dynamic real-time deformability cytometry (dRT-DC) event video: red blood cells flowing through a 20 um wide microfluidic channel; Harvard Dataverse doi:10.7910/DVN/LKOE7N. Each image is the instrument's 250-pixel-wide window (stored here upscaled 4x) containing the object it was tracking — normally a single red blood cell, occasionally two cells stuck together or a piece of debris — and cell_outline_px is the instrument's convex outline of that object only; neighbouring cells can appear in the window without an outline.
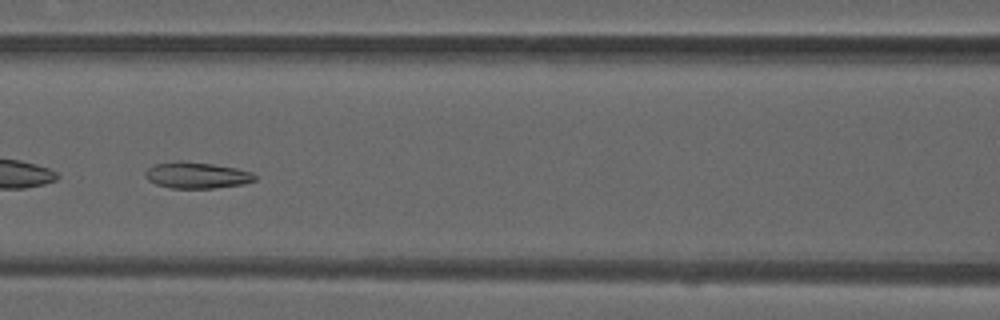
{"species": "common noctule bat (a hibernating species)", "species_latin": "Nyctalus noctula", "temperature_condition": "warm", "stored_images_in_passage": 51, "camera_frame_rate_fps": 3000, "um_per_image_px": 0.085, "animal": {"sex": "male", "forearm_length_mm": 52.5}, "frame": {"image": 1, "passage_image": 23, "time_ms": 7.333, "image_size_px": [1000, 320], "cell_outline_px": [[256, 180], [244, 184], [212, 188], [172, 188], [156, 184], [148, 180], [144, 176], [144, 172], [152, 164], [176, 160], [180, 160], [212, 164], [236, 168], [252, 172], [256, 176]], "centroid_in_image_um": [16.69, 14.88], "position_along_channel_um": 149.9, "area_um2": 16.94}}
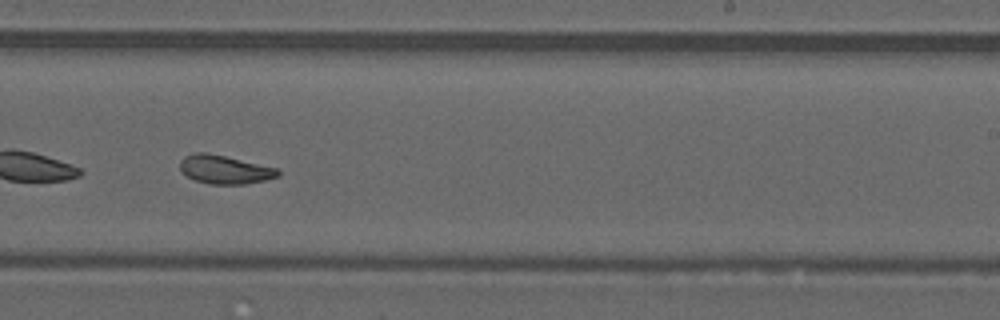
{"frame": {"image": 2, "passage_image": 32, "time_ms": 10.333, "image_size_px": [1000, 320], "cell_outline_px": [[280, 176], [264, 180], [244, 184], [212, 184], [196, 180], [188, 176], [180, 168], [180, 160], [184, 156], [192, 152], [208, 152], [280, 168]], "centroid_in_image_um": [19.13, 14.39], "position_along_channel_um": 269.9, "area_um2": 16.42}}
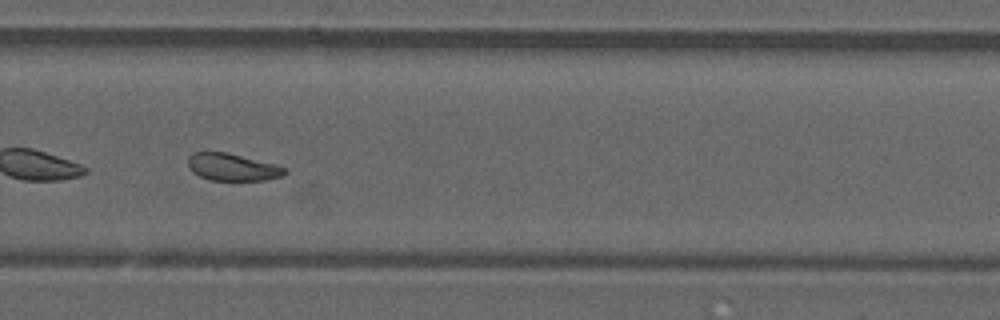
{"frame": {"image": 3, "passage_image": 35, "time_ms": 11.333, "image_size_px": [1000, 320], "cell_outline_px": [[288, 172], [280, 176], [264, 180], [212, 180], [200, 176], [192, 172], [188, 168], [188, 156], [192, 152], [228, 152], [276, 164], [288, 168]], "centroid_in_image_um": [19.75, 14.19], "position_along_channel_um": 310.0, "area_um2": 15.49}, "authors_computed_cell_mechanics": {"area_um2": 17.2244, "velocity_mm_per_s": 4.0268, "shape_relaxation_time_tau1_ms": null, "shape_relaxation_time_tau2_ms": 1.6017, "deformation_change_tau1": null, "deformation_change_tau2": 0.0732}}